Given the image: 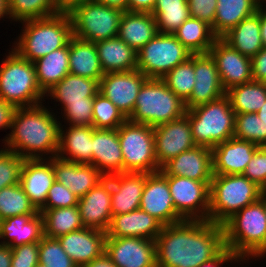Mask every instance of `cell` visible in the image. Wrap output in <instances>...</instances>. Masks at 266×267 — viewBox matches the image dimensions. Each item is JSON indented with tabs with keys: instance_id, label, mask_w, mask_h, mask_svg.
Wrapping results in <instances>:
<instances>
[{
	"instance_id": "40",
	"label": "cell",
	"mask_w": 266,
	"mask_h": 267,
	"mask_svg": "<svg viewBox=\"0 0 266 267\" xmlns=\"http://www.w3.org/2000/svg\"><path fill=\"white\" fill-rule=\"evenodd\" d=\"M38 213L20 183L0 190V220Z\"/></svg>"
},
{
	"instance_id": "37",
	"label": "cell",
	"mask_w": 266,
	"mask_h": 267,
	"mask_svg": "<svg viewBox=\"0 0 266 267\" xmlns=\"http://www.w3.org/2000/svg\"><path fill=\"white\" fill-rule=\"evenodd\" d=\"M174 35L192 54L208 53L217 38L210 25L192 17L184 21Z\"/></svg>"
},
{
	"instance_id": "38",
	"label": "cell",
	"mask_w": 266,
	"mask_h": 267,
	"mask_svg": "<svg viewBox=\"0 0 266 267\" xmlns=\"http://www.w3.org/2000/svg\"><path fill=\"white\" fill-rule=\"evenodd\" d=\"M43 217L44 236L59 238L84 228L78 206L39 210Z\"/></svg>"
},
{
	"instance_id": "50",
	"label": "cell",
	"mask_w": 266,
	"mask_h": 267,
	"mask_svg": "<svg viewBox=\"0 0 266 267\" xmlns=\"http://www.w3.org/2000/svg\"><path fill=\"white\" fill-rule=\"evenodd\" d=\"M243 175L255 182L260 188L264 187L266 184V146H260L256 149Z\"/></svg>"
},
{
	"instance_id": "42",
	"label": "cell",
	"mask_w": 266,
	"mask_h": 267,
	"mask_svg": "<svg viewBox=\"0 0 266 267\" xmlns=\"http://www.w3.org/2000/svg\"><path fill=\"white\" fill-rule=\"evenodd\" d=\"M161 79L171 91L183 102H186L190 98L195 84L194 54L173 68Z\"/></svg>"
},
{
	"instance_id": "67",
	"label": "cell",
	"mask_w": 266,
	"mask_h": 267,
	"mask_svg": "<svg viewBox=\"0 0 266 267\" xmlns=\"http://www.w3.org/2000/svg\"><path fill=\"white\" fill-rule=\"evenodd\" d=\"M262 193H266V184H265L264 187L262 188Z\"/></svg>"
},
{
	"instance_id": "4",
	"label": "cell",
	"mask_w": 266,
	"mask_h": 267,
	"mask_svg": "<svg viewBox=\"0 0 266 267\" xmlns=\"http://www.w3.org/2000/svg\"><path fill=\"white\" fill-rule=\"evenodd\" d=\"M21 23L25 26L23 34L12 50L30 62H35L50 52L66 46L73 37L72 22L68 13H58Z\"/></svg>"
},
{
	"instance_id": "28",
	"label": "cell",
	"mask_w": 266,
	"mask_h": 267,
	"mask_svg": "<svg viewBox=\"0 0 266 267\" xmlns=\"http://www.w3.org/2000/svg\"><path fill=\"white\" fill-rule=\"evenodd\" d=\"M44 236L43 217L36 215H17L0 220V244L11 248L23 244L36 243ZM9 238V239H8Z\"/></svg>"
},
{
	"instance_id": "45",
	"label": "cell",
	"mask_w": 266,
	"mask_h": 267,
	"mask_svg": "<svg viewBox=\"0 0 266 267\" xmlns=\"http://www.w3.org/2000/svg\"><path fill=\"white\" fill-rule=\"evenodd\" d=\"M39 262L46 267H78L61 247L57 238L43 236L39 242Z\"/></svg>"
},
{
	"instance_id": "43",
	"label": "cell",
	"mask_w": 266,
	"mask_h": 267,
	"mask_svg": "<svg viewBox=\"0 0 266 267\" xmlns=\"http://www.w3.org/2000/svg\"><path fill=\"white\" fill-rule=\"evenodd\" d=\"M233 137L266 146V124L256 113L235 114Z\"/></svg>"
},
{
	"instance_id": "30",
	"label": "cell",
	"mask_w": 266,
	"mask_h": 267,
	"mask_svg": "<svg viewBox=\"0 0 266 267\" xmlns=\"http://www.w3.org/2000/svg\"><path fill=\"white\" fill-rule=\"evenodd\" d=\"M158 33L156 19L151 12L125 11L123 13L118 37L136 52Z\"/></svg>"
},
{
	"instance_id": "18",
	"label": "cell",
	"mask_w": 266,
	"mask_h": 267,
	"mask_svg": "<svg viewBox=\"0 0 266 267\" xmlns=\"http://www.w3.org/2000/svg\"><path fill=\"white\" fill-rule=\"evenodd\" d=\"M195 84L186 110L212 102L226 95L214 59L209 53L194 54Z\"/></svg>"
},
{
	"instance_id": "41",
	"label": "cell",
	"mask_w": 266,
	"mask_h": 267,
	"mask_svg": "<svg viewBox=\"0 0 266 267\" xmlns=\"http://www.w3.org/2000/svg\"><path fill=\"white\" fill-rule=\"evenodd\" d=\"M8 14L14 21L41 19L58 14L57 0H7Z\"/></svg>"
},
{
	"instance_id": "62",
	"label": "cell",
	"mask_w": 266,
	"mask_h": 267,
	"mask_svg": "<svg viewBox=\"0 0 266 267\" xmlns=\"http://www.w3.org/2000/svg\"><path fill=\"white\" fill-rule=\"evenodd\" d=\"M260 5V34L263 48H266V10Z\"/></svg>"
},
{
	"instance_id": "53",
	"label": "cell",
	"mask_w": 266,
	"mask_h": 267,
	"mask_svg": "<svg viewBox=\"0 0 266 267\" xmlns=\"http://www.w3.org/2000/svg\"><path fill=\"white\" fill-rule=\"evenodd\" d=\"M252 77L254 81L266 79V48H262L251 58Z\"/></svg>"
},
{
	"instance_id": "36",
	"label": "cell",
	"mask_w": 266,
	"mask_h": 267,
	"mask_svg": "<svg viewBox=\"0 0 266 267\" xmlns=\"http://www.w3.org/2000/svg\"><path fill=\"white\" fill-rule=\"evenodd\" d=\"M33 63L38 85L46 94L69 73V43Z\"/></svg>"
},
{
	"instance_id": "60",
	"label": "cell",
	"mask_w": 266,
	"mask_h": 267,
	"mask_svg": "<svg viewBox=\"0 0 266 267\" xmlns=\"http://www.w3.org/2000/svg\"><path fill=\"white\" fill-rule=\"evenodd\" d=\"M12 249L8 245L0 244V267H11Z\"/></svg>"
},
{
	"instance_id": "16",
	"label": "cell",
	"mask_w": 266,
	"mask_h": 267,
	"mask_svg": "<svg viewBox=\"0 0 266 267\" xmlns=\"http://www.w3.org/2000/svg\"><path fill=\"white\" fill-rule=\"evenodd\" d=\"M140 209L155 217L164 226L184 221L175 210L167 176L161 170L147 173Z\"/></svg>"
},
{
	"instance_id": "33",
	"label": "cell",
	"mask_w": 266,
	"mask_h": 267,
	"mask_svg": "<svg viewBox=\"0 0 266 267\" xmlns=\"http://www.w3.org/2000/svg\"><path fill=\"white\" fill-rule=\"evenodd\" d=\"M69 73L100 81L101 68L95 43L72 37L69 41Z\"/></svg>"
},
{
	"instance_id": "57",
	"label": "cell",
	"mask_w": 266,
	"mask_h": 267,
	"mask_svg": "<svg viewBox=\"0 0 266 267\" xmlns=\"http://www.w3.org/2000/svg\"><path fill=\"white\" fill-rule=\"evenodd\" d=\"M91 1L94 0H57V8L59 13H69L75 7Z\"/></svg>"
},
{
	"instance_id": "47",
	"label": "cell",
	"mask_w": 266,
	"mask_h": 267,
	"mask_svg": "<svg viewBox=\"0 0 266 267\" xmlns=\"http://www.w3.org/2000/svg\"><path fill=\"white\" fill-rule=\"evenodd\" d=\"M190 17L187 2L180 7L164 8L155 16L158 32L174 34L180 25Z\"/></svg>"
},
{
	"instance_id": "27",
	"label": "cell",
	"mask_w": 266,
	"mask_h": 267,
	"mask_svg": "<svg viewBox=\"0 0 266 267\" xmlns=\"http://www.w3.org/2000/svg\"><path fill=\"white\" fill-rule=\"evenodd\" d=\"M163 224L140 208L126 214L113 215L106 237H136L156 240Z\"/></svg>"
},
{
	"instance_id": "55",
	"label": "cell",
	"mask_w": 266,
	"mask_h": 267,
	"mask_svg": "<svg viewBox=\"0 0 266 267\" xmlns=\"http://www.w3.org/2000/svg\"><path fill=\"white\" fill-rule=\"evenodd\" d=\"M232 260L238 261V259L230 252V250L225 248L218 256L208 262L200 264L198 267H221L220 265H223L224 262H233Z\"/></svg>"
},
{
	"instance_id": "59",
	"label": "cell",
	"mask_w": 266,
	"mask_h": 267,
	"mask_svg": "<svg viewBox=\"0 0 266 267\" xmlns=\"http://www.w3.org/2000/svg\"><path fill=\"white\" fill-rule=\"evenodd\" d=\"M84 267H117L105 251L91 262L87 263Z\"/></svg>"
},
{
	"instance_id": "51",
	"label": "cell",
	"mask_w": 266,
	"mask_h": 267,
	"mask_svg": "<svg viewBox=\"0 0 266 267\" xmlns=\"http://www.w3.org/2000/svg\"><path fill=\"white\" fill-rule=\"evenodd\" d=\"M11 267H34L39 262V242L12 247Z\"/></svg>"
},
{
	"instance_id": "3",
	"label": "cell",
	"mask_w": 266,
	"mask_h": 267,
	"mask_svg": "<svg viewBox=\"0 0 266 267\" xmlns=\"http://www.w3.org/2000/svg\"><path fill=\"white\" fill-rule=\"evenodd\" d=\"M222 226L225 246L239 261L265 256L266 214L260 199L239 210Z\"/></svg>"
},
{
	"instance_id": "20",
	"label": "cell",
	"mask_w": 266,
	"mask_h": 267,
	"mask_svg": "<svg viewBox=\"0 0 266 267\" xmlns=\"http://www.w3.org/2000/svg\"><path fill=\"white\" fill-rule=\"evenodd\" d=\"M166 176L187 177L202 182L213 178L212 149L195 146L170 159L161 167Z\"/></svg>"
},
{
	"instance_id": "13",
	"label": "cell",
	"mask_w": 266,
	"mask_h": 267,
	"mask_svg": "<svg viewBox=\"0 0 266 267\" xmlns=\"http://www.w3.org/2000/svg\"><path fill=\"white\" fill-rule=\"evenodd\" d=\"M148 78L138 69L104 73L99 93L108 98L128 119L135 107L141 86Z\"/></svg>"
},
{
	"instance_id": "35",
	"label": "cell",
	"mask_w": 266,
	"mask_h": 267,
	"mask_svg": "<svg viewBox=\"0 0 266 267\" xmlns=\"http://www.w3.org/2000/svg\"><path fill=\"white\" fill-rule=\"evenodd\" d=\"M47 93L63 107L67 103L87 102V97H95L99 93V81L68 73Z\"/></svg>"
},
{
	"instance_id": "7",
	"label": "cell",
	"mask_w": 266,
	"mask_h": 267,
	"mask_svg": "<svg viewBox=\"0 0 266 267\" xmlns=\"http://www.w3.org/2000/svg\"><path fill=\"white\" fill-rule=\"evenodd\" d=\"M196 146L213 149L217 144L233 138L235 112L229 98L218 100L186 110Z\"/></svg>"
},
{
	"instance_id": "39",
	"label": "cell",
	"mask_w": 266,
	"mask_h": 267,
	"mask_svg": "<svg viewBox=\"0 0 266 267\" xmlns=\"http://www.w3.org/2000/svg\"><path fill=\"white\" fill-rule=\"evenodd\" d=\"M235 114L256 113L266 101L264 81H250L226 91Z\"/></svg>"
},
{
	"instance_id": "61",
	"label": "cell",
	"mask_w": 266,
	"mask_h": 267,
	"mask_svg": "<svg viewBox=\"0 0 266 267\" xmlns=\"http://www.w3.org/2000/svg\"><path fill=\"white\" fill-rule=\"evenodd\" d=\"M98 3L104 4L109 7L118 8L125 11H128V0H94Z\"/></svg>"
},
{
	"instance_id": "15",
	"label": "cell",
	"mask_w": 266,
	"mask_h": 267,
	"mask_svg": "<svg viewBox=\"0 0 266 267\" xmlns=\"http://www.w3.org/2000/svg\"><path fill=\"white\" fill-rule=\"evenodd\" d=\"M208 53L216 63L225 91L253 80L251 58L242 55L222 38H216Z\"/></svg>"
},
{
	"instance_id": "9",
	"label": "cell",
	"mask_w": 266,
	"mask_h": 267,
	"mask_svg": "<svg viewBox=\"0 0 266 267\" xmlns=\"http://www.w3.org/2000/svg\"><path fill=\"white\" fill-rule=\"evenodd\" d=\"M123 154V172L161 170L155 154L154 127L128 119L117 128Z\"/></svg>"
},
{
	"instance_id": "31",
	"label": "cell",
	"mask_w": 266,
	"mask_h": 267,
	"mask_svg": "<svg viewBox=\"0 0 266 267\" xmlns=\"http://www.w3.org/2000/svg\"><path fill=\"white\" fill-rule=\"evenodd\" d=\"M104 73L137 69V52L118 36L95 43Z\"/></svg>"
},
{
	"instance_id": "8",
	"label": "cell",
	"mask_w": 266,
	"mask_h": 267,
	"mask_svg": "<svg viewBox=\"0 0 266 267\" xmlns=\"http://www.w3.org/2000/svg\"><path fill=\"white\" fill-rule=\"evenodd\" d=\"M0 67V99L16 108L41 104L45 93L40 89L33 62L23 59L14 50Z\"/></svg>"
},
{
	"instance_id": "11",
	"label": "cell",
	"mask_w": 266,
	"mask_h": 267,
	"mask_svg": "<svg viewBox=\"0 0 266 267\" xmlns=\"http://www.w3.org/2000/svg\"><path fill=\"white\" fill-rule=\"evenodd\" d=\"M192 53L174 34L158 33L137 52V69L147 78H162Z\"/></svg>"
},
{
	"instance_id": "54",
	"label": "cell",
	"mask_w": 266,
	"mask_h": 267,
	"mask_svg": "<svg viewBox=\"0 0 266 267\" xmlns=\"http://www.w3.org/2000/svg\"><path fill=\"white\" fill-rule=\"evenodd\" d=\"M15 110H16V107L13 104L8 103L3 99H0V128L1 129L11 128L12 118H13Z\"/></svg>"
},
{
	"instance_id": "29",
	"label": "cell",
	"mask_w": 266,
	"mask_h": 267,
	"mask_svg": "<svg viewBox=\"0 0 266 267\" xmlns=\"http://www.w3.org/2000/svg\"><path fill=\"white\" fill-rule=\"evenodd\" d=\"M94 129L93 126L70 125L65 133L62 127H60L59 148L56 156L66 161L92 164V137ZM67 155L70 156L65 157Z\"/></svg>"
},
{
	"instance_id": "10",
	"label": "cell",
	"mask_w": 266,
	"mask_h": 267,
	"mask_svg": "<svg viewBox=\"0 0 266 267\" xmlns=\"http://www.w3.org/2000/svg\"><path fill=\"white\" fill-rule=\"evenodd\" d=\"M123 13L121 9L97 1L79 5L68 13L73 36L93 43L116 37Z\"/></svg>"
},
{
	"instance_id": "52",
	"label": "cell",
	"mask_w": 266,
	"mask_h": 267,
	"mask_svg": "<svg viewBox=\"0 0 266 267\" xmlns=\"http://www.w3.org/2000/svg\"><path fill=\"white\" fill-rule=\"evenodd\" d=\"M190 16L205 21L208 25L214 24L217 0H187Z\"/></svg>"
},
{
	"instance_id": "44",
	"label": "cell",
	"mask_w": 266,
	"mask_h": 267,
	"mask_svg": "<svg viewBox=\"0 0 266 267\" xmlns=\"http://www.w3.org/2000/svg\"><path fill=\"white\" fill-rule=\"evenodd\" d=\"M127 118L101 93L93 101V127L95 129H117Z\"/></svg>"
},
{
	"instance_id": "46",
	"label": "cell",
	"mask_w": 266,
	"mask_h": 267,
	"mask_svg": "<svg viewBox=\"0 0 266 267\" xmlns=\"http://www.w3.org/2000/svg\"><path fill=\"white\" fill-rule=\"evenodd\" d=\"M24 161L25 158L13 151L0 150V190L20 183Z\"/></svg>"
},
{
	"instance_id": "34",
	"label": "cell",
	"mask_w": 266,
	"mask_h": 267,
	"mask_svg": "<svg viewBox=\"0 0 266 267\" xmlns=\"http://www.w3.org/2000/svg\"><path fill=\"white\" fill-rule=\"evenodd\" d=\"M221 38L242 55L250 58L255 56L263 48L260 34V7L254 15L243 19Z\"/></svg>"
},
{
	"instance_id": "22",
	"label": "cell",
	"mask_w": 266,
	"mask_h": 267,
	"mask_svg": "<svg viewBox=\"0 0 266 267\" xmlns=\"http://www.w3.org/2000/svg\"><path fill=\"white\" fill-rule=\"evenodd\" d=\"M259 146L230 138L212 149L213 175H240L246 170Z\"/></svg>"
},
{
	"instance_id": "64",
	"label": "cell",
	"mask_w": 266,
	"mask_h": 267,
	"mask_svg": "<svg viewBox=\"0 0 266 267\" xmlns=\"http://www.w3.org/2000/svg\"><path fill=\"white\" fill-rule=\"evenodd\" d=\"M258 117L266 124V101L262 107L256 112Z\"/></svg>"
},
{
	"instance_id": "1",
	"label": "cell",
	"mask_w": 266,
	"mask_h": 267,
	"mask_svg": "<svg viewBox=\"0 0 266 267\" xmlns=\"http://www.w3.org/2000/svg\"><path fill=\"white\" fill-rule=\"evenodd\" d=\"M155 242L157 267H198L226 248L223 226L208 220L163 226Z\"/></svg>"
},
{
	"instance_id": "17",
	"label": "cell",
	"mask_w": 266,
	"mask_h": 267,
	"mask_svg": "<svg viewBox=\"0 0 266 267\" xmlns=\"http://www.w3.org/2000/svg\"><path fill=\"white\" fill-rule=\"evenodd\" d=\"M154 139L155 154L160 167L170 159L196 146L186 115L154 127Z\"/></svg>"
},
{
	"instance_id": "25",
	"label": "cell",
	"mask_w": 266,
	"mask_h": 267,
	"mask_svg": "<svg viewBox=\"0 0 266 267\" xmlns=\"http://www.w3.org/2000/svg\"><path fill=\"white\" fill-rule=\"evenodd\" d=\"M55 180L72 191L78 198L84 196L105 176L92 164H80L52 157Z\"/></svg>"
},
{
	"instance_id": "48",
	"label": "cell",
	"mask_w": 266,
	"mask_h": 267,
	"mask_svg": "<svg viewBox=\"0 0 266 267\" xmlns=\"http://www.w3.org/2000/svg\"><path fill=\"white\" fill-rule=\"evenodd\" d=\"M93 101L94 97H87V102L67 103L62 107L64 119L73 126H93Z\"/></svg>"
},
{
	"instance_id": "49",
	"label": "cell",
	"mask_w": 266,
	"mask_h": 267,
	"mask_svg": "<svg viewBox=\"0 0 266 267\" xmlns=\"http://www.w3.org/2000/svg\"><path fill=\"white\" fill-rule=\"evenodd\" d=\"M78 199L70 189L55 180L48 191L47 200L40 210L72 207L78 204Z\"/></svg>"
},
{
	"instance_id": "32",
	"label": "cell",
	"mask_w": 266,
	"mask_h": 267,
	"mask_svg": "<svg viewBox=\"0 0 266 267\" xmlns=\"http://www.w3.org/2000/svg\"><path fill=\"white\" fill-rule=\"evenodd\" d=\"M261 4L262 0H217L214 24L211 26L213 34L221 38L243 19L254 15Z\"/></svg>"
},
{
	"instance_id": "58",
	"label": "cell",
	"mask_w": 266,
	"mask_h": 267,
	"mask_svg": "<svg viewBox=\"0 0 266 267\" xmlns=\"http://www.w3.org/2000/svg\"><path fill=\"white\" fill-rule=\"evenodd\" d=\"M187 0H157L151 14L155 17L162 9L183 6Z\"/></svg>"
},
{
	"instance_id": "24",
	"label": "cell",
	"mask_w": 266,
	"mask_h": 267,
	"mask_svg": "<svg viewBox=\"0 0 266 267\" xmlns=\"http://www.w3.org/2000/svg\"><path fill=\"white\" fill-rule=\"evenodd\" d=\"M54 181L52 156H49L48 159H25L21 170L20 184L38 211L44 206L48 191Z\"/></svg>"
},
{
	"instance_id": "63",
	"label": "cell",
	"mask_w": 266,
	"mask_h": 267,
	"mask_svg": "<svg viewBox=\"0 0 266 267\" xmlns=\"http://www.w3.org/2000/svg\"><path fill=\"white\" fill-rule=\"evenodd\" d=\"M8 16V2L7 0H0V18Z\"/></svg>"
},
{
	"instance_id": "6",
	"label": "cell",
	"mask_w": 266,
	"mask_h": 267,
	"mask_svg": "<svg viewBox=\"0 0 266 267\" xmlns=\"http://www.w3.org/2000/svg\"><path fill=\"white\" fill-rule=\"evenodd\" d=\"M183 102L160 78H148L140 88L129 121L156 127L183 117Z\"/></svg>"
},
{
	"instance_id": "65",
	"label": "cell",
	"mask_w": 266,
	"mask_h": 267,
	"mask_svg": "<svg viewBox=\"0 0 266 267\" xmlns=\"http://www.w3.org/2000/svg\"><path fill=\"white\" fill-rule=\"evenodd\" d=\"M260 200L264 204V211H265V214H266V193H261Z\"/></svg>"
},
{
	"instance_id": "26",
	"label": "cell",
	"mask_w": 266,
	"mask_h": 267,
	"mask_svg": "<svg viewBox=\"0 0 266 267\" xmlns=\"http://www.w3.org/2000/svg\"><path fill=\"white\" fill-rule=\"evenodd\" d=\"M92 165L105 177L123 172V154L117 129H94Z\"/></svg>"
},
{
	"instance_id": "19",
	"label": "cell",
	"mask_w": 266,
	"mask_h": 267,
	"mask_svg": "<svg viewBox=\"0 0 266 267\" xmlns=\"http://www.w3.org/2000/svg\"><path fill=\"white\" fill-rule=\"evenodd\" d=\"M77 206L85 228L106 232L112 218L110 180L105 177L78 199Z\"/></svg>"
},
{
	"instance_id": "14",
	"label": "cell",
	"mask_w": 266,
	"mask_h": 267,
	"mask_svg": "<svg viewBox=\"0 0 266 267\" xmlns=\"http://www.w3.org/2000/svg\"><path fill=\"white\" fill-rule=\"evenodd\" d=\"M105 253L117 267H157L155 240L106 237Z\"/></svg>"
},
{
	"instance_id": "2",
	"label": "cell",
	"mask_w": 266,
	"mask_h": 267,
	"mask_svg": "<svg viewBox=\"0 0 266 267\" xmlns=\"http://www.w3.org/2000/svg\"><path fill=\"white\" fill-rule=\"evenodd\" d=\"M42 105L16 108L12 132L3 139L5 149L25 159H43L44 153L57 155L61 123Z\"/></svg>"
},
{
	"instance_id": "23",
	"label": "cell",
	"mask_w": 266,
	"mask_h": 267,
	"mask_svg": "<svg viewBox=\"0 0 266 267\" xmlns=\"http://www.w3.org/2000/svg\"><path fill=\"white\" fill-rule=\"evenodd\" d=\"M57 239L63 250L79 267L85 266L105 251L106 232L84 227Z\"/></svg>"
},
{
	"instance_id": "5",
	"label": "cell",
	"mask_w": 266,
	"mask_h": 267,
	"mask_svg": "<svg viewBox=\"0 0 266 267\" xmlns=\"http://www.w3.org/2000/svg\"><path fill=\"white\" fill-rule=\"evenodd\" d=\"M262 188L240 175H213L208 221L223 225L239 210L260 199Z\"/></svg>"
},
{
	"instance_id": "66",
	"label": "cell",
	"mask_w": 266,
	"mask_h": 267,
	"mask_svg": "<svg viewBox=\"0 0 266 267\" xmlns=\"http://www.w3.org/2000/svg\"><path fill=\"white\" fill-rule=\"evenodd\" d=\"M34 267H46V266L38 262Z\"/></svg>"
},
{
	"instance_id": "56",
	"label": "cell",
	"mask_w": 266,
	"mask_h": 267,
	"mask_svg": "<svg viewBox=\"0 0 266 267\" xmlns=\"http://www.w3.org/2000/svg\"><path fill=\"white\" fill-rule=\"evenodd\" d=\"M157 0H128V11L152 12Z\"/></svg>"
},
{
	"instance_id": "12",
	"label": "cell",
	"mask_w": 266,
	"mask_h": 267,
	"mask_svg": "<svg viewBox=\"0 0 266 267\" xmlns=\"http://www.w3.org/2000/svg\"><path fill=\"white\" fill-rule=\"evenodd\" d=\"M176 212L184 220H208L210 182L167 176Z\"/></svg>"
},
{
	"instance_id": "21",
	"label": "cell",
	"mask_w": 266,
	"mask_h": 267,
	"mask_svg": "<svg viewBox=\"0 0 266 267\" xmlns=\"http://www.w3.org/2000/svg\"><path fill=\"white\" fill-rule=\"evenodd\" d=\"M111 182V212L126 214L140 208L146 172H122L107 176Z\"/></svg>"
}]
</instances>
